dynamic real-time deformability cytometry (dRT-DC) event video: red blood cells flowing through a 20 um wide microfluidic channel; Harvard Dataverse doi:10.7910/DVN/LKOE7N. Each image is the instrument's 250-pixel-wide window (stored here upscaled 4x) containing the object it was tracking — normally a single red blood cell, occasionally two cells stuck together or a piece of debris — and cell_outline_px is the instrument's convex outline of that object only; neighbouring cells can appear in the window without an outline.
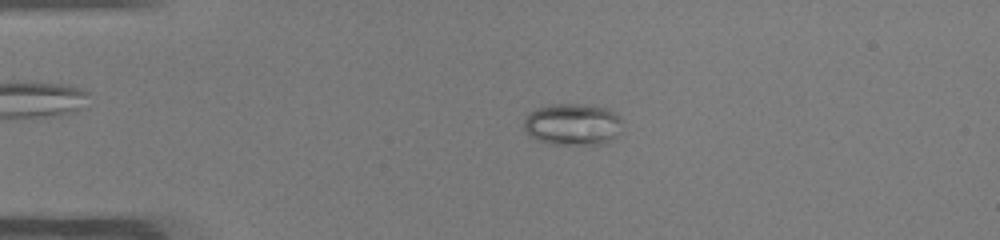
{"species": "common noctule bat (a hibernating species)", "species_latin": "Nyctalus noctula", "temperature_condition": "warm", "stored_images_in_passage": 50, "camera_frame_rate_fps": 3000, "um_per_image_px": 0.085, "animal": {"sex": "male", "body_mass_g": 19.0, "forearm_length_mm": 50.8}, "frame": {"image": 1, "passage_image": 11, "time_ms": 3.333, "image_size_px": [1000, 240], "cell_outline_px": [[624, 132], [600, 144], [552, 144], [536, 140], [524, 132], [524, 120], [536, 108], [552, 104], [584, 104], [608, 108], [620, 120]], "centroid_in_image_um": [48.67, 10.57], "position_along_channel_um": 36.3, "area_um2": 23.99}}
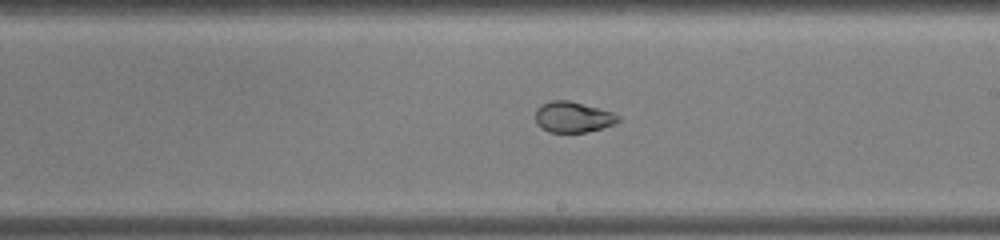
{"frame": {"image": 2, "passage_image": 29, "time_ms": 9.333, "image_size_px": [1000, 240], "cell_outline_px": [[620, 120], [616, 124], [584, 132], [548, 132], [536, 124], [536, 108], [540, 104], [552, 100], [568, 100], [612, 112], [620, 116]], "centroid_in_image_um": [48.68, 9.94], "position_along_channel_um": 240.3, "area_um2": 14.8}}
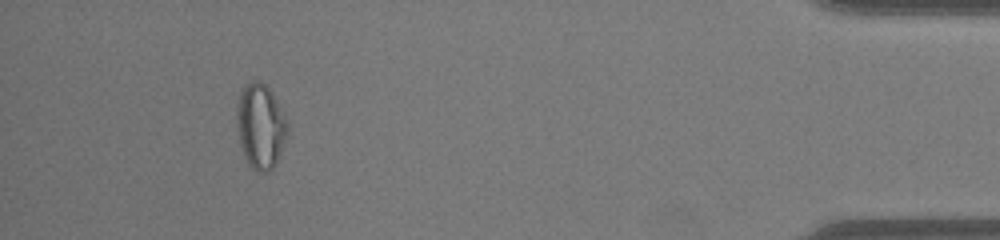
{"frame": {"image": 3, "passage_image": 46, "time_ms": 15.0, "image_size_px": [1000, 240], "cell_outline_px": [[288, 132], [280, 156], [276, 164], [268, 172], [256, 172], [248, 164], [244, 156], [240, 144], [236, 124], [236, 112], [240, 92], [244, 84], [248, 80], [260, 80], [272, 92], [284, 112], [288, 124]], "centroid_in_image_um": [22.14, 10.71], "position_along_channel_um": 413.1, "area_um2": 25.61}}